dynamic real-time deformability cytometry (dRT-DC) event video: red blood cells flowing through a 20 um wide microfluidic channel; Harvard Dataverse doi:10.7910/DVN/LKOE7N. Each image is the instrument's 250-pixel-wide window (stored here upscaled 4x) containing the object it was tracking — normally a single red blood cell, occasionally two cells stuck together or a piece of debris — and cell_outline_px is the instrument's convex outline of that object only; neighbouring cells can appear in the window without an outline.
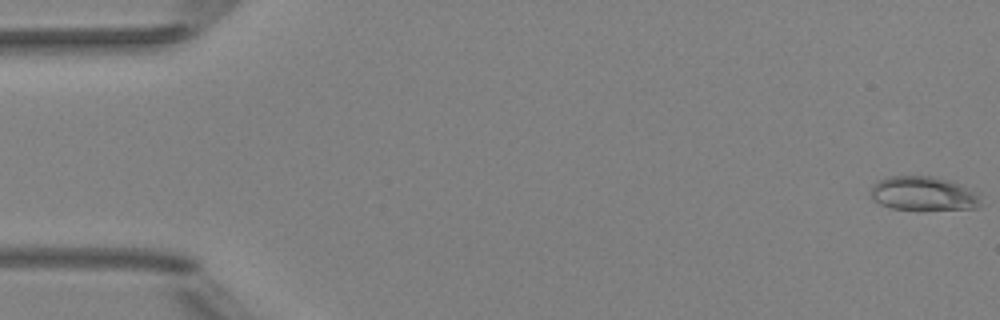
{"species": "Egyptian fruit bat (a non-hibernating species)", "species_latin": "Rousettus aegyptiacus", "temperature_condition": "room temperature", "stored_images_in_passage": 6, "camera_frame_rate_fps": 3000, "um_per_image_px": 0.085, "animal": {"sex": "female"}, "frame": {"image": 1, "passage_image": 1, "time_ms": 0.0, "image_size_px": [1000, 320], "cell_outline_px": [[980, 208], [920, 212], [892, 208], [880, 204], [872, 200], [872, 188], [880, 180], [888, 176], [932, 176], [952, 180], [964, 184], [976, 196], [980, 204]], "centroid_in_image_um": [78.51, 16.49], "position_along_channel_um": 6.5, "area_um2": 22.43}}
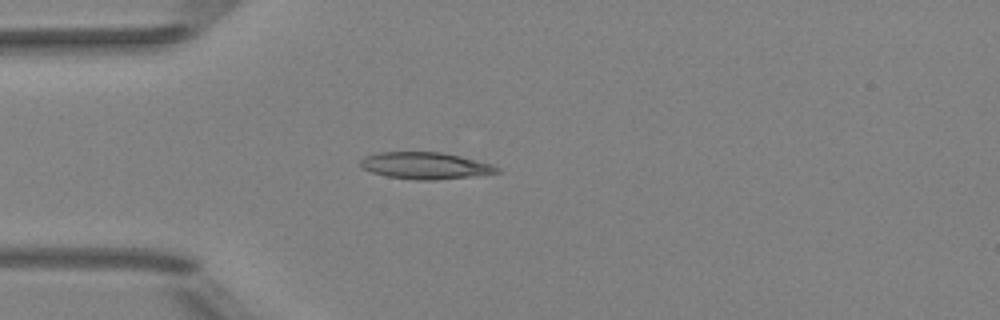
{"frame": {"image": 2, "passage_image": 5, "time_ms": 1.333, "image_size_px": [1000, 320], "cell_outline_px": [[500, 172], [472, 176], [436, 180], [416, 180], [388, 176], [372, 172], [360, 168], [360, 160], [364, 156], [380, 152], [444, 152], [492, 164], [500, 168]], "centroid_in_image_um": [36.13, 14.07], "position_along_channel_um": 48.9, "area_um2": 21.33}}